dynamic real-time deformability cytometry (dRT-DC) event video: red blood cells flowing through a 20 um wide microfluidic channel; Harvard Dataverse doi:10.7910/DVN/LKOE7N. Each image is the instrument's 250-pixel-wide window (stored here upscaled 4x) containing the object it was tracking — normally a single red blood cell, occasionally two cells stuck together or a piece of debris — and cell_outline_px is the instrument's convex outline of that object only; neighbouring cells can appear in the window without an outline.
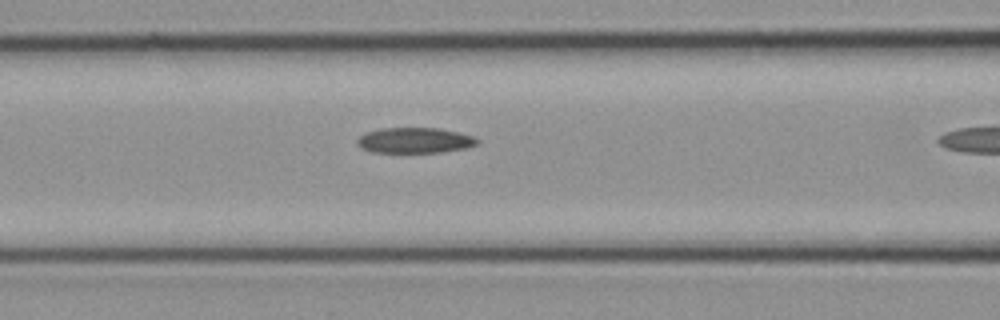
{"species": "common noctule bat (a hibernating species)", "species_latin": "Nyctalus noctula", "temperature_condition": "cold", "stored_images_in_passage": 8, "camera_frame_rate_fps": 3000, "um_per_image_px": 0.085, "animal": {"sex": "female", "body_mass_g": 21.9}, "frame": {"image": 1, "passage_image": 7, "time_ms": 2.0, "image_size_px": [1000, 320], "cell_outline_px": [[480, 140], [476, 144], [468, 148], [444, 152], [372, 152], [360, 148], [356, 144], [356, 140], [360, 136], [368, 132], [380, 128], [436, 128], [456, 132], [472, 136]], "centroid_in_image_um": [35.23, 11.94], "position_along_channel_um": 131.4, "area_um2": 17.8}}